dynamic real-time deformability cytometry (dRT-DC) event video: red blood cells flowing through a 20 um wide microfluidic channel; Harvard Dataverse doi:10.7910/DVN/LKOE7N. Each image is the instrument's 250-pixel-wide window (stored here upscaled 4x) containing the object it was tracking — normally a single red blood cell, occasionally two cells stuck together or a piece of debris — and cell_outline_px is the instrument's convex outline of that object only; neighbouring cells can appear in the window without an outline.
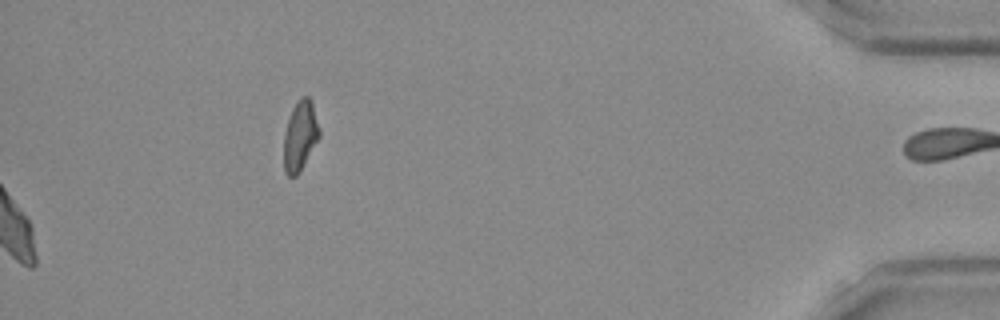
{"species": "Egyptian fruit bat (a non-hibernating species)", "species_latin": "Rousettus aegyptiacus", "temperature_condition": "room temperature", "stored_images_in_passage": 51, "camera_frame_rate_fps": 3000, "um_per_image_px": 0.085, "frame": {"image": 1, "passage_image": 51, "time_ms": 16.667, "image_size_px": [1000, 320], "cell_outline_px": [[320, 136], [300, 172], [296, 176], [288, 176], [284, 172], [284, 132], [292, 108], [300, 96], [308, 96], [312, 100], [320, 128]], "centroid_in_image_um": [25.52, 11.52], "position_along_channel_um": 409.7, "area_um2": 14.68}, "authors_computed_cell_mechanics": {"area_um2": 23.987, "velocity_mm_per_s": 3.9314, "shape_relaxation_time_tau1_ms": 4.5421, "shape_relaxation_time_tau2_ms": 3.7515, "deformation_change_tau1": 0.1247, "deformation_change_tau2": 0.0997}}